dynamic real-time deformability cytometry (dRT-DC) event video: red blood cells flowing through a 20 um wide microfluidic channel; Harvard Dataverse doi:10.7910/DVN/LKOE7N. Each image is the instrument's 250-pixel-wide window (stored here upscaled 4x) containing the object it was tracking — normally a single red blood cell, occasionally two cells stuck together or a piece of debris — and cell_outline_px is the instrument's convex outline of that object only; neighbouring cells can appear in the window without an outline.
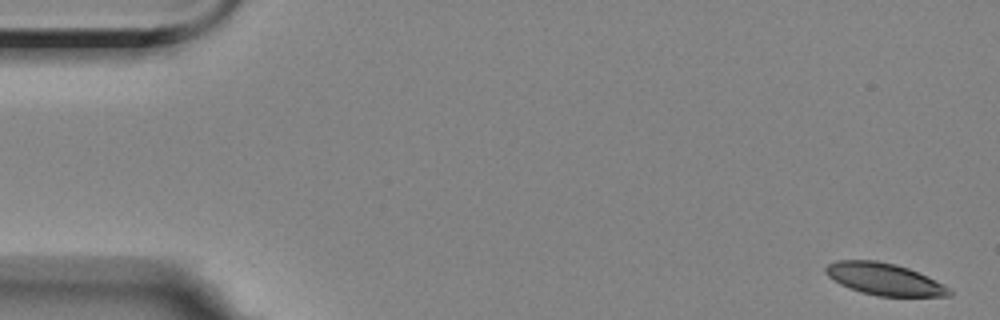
{"species": "Egyptian fruit bat (a non-hibernating species)", "species_latin": "Rousettus aegyptiacus", "temperature_condition": "room temperature", "stored_images_in_passage": 5, "camera_frame_rate_fps": 3000, "um_per_image_px": 0.085, "animal": {"sex": "female"}, "frame": {"image": 1, "passage_image": 1, "time_ms": 0.0, "image_size_px": [1000, 320], "cell_outline_px": [[952, 296], [876, 296], [860, 292], [848, 288], [840, 284], [828, 276], [824, 272], [824, 268], [828, 264], [836, 260], [876, 260], [896, 264], [908, 268], [944, 284], [952, 292]], "centroid_in_image_um": [75.13, 23.72], "position_along_channel_um": 9.9, "area_um2": 23.06}}